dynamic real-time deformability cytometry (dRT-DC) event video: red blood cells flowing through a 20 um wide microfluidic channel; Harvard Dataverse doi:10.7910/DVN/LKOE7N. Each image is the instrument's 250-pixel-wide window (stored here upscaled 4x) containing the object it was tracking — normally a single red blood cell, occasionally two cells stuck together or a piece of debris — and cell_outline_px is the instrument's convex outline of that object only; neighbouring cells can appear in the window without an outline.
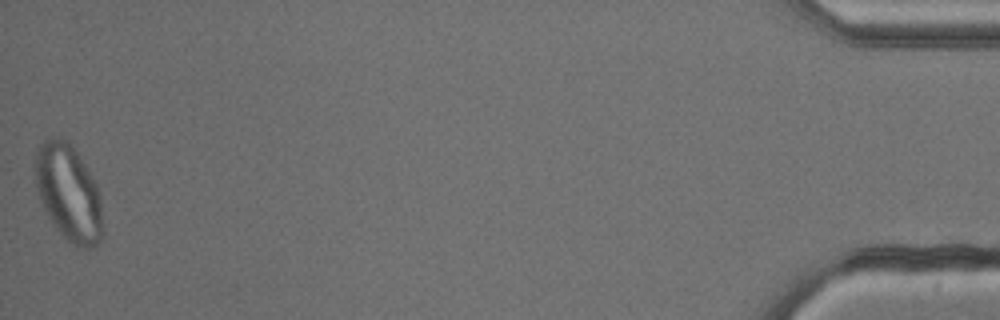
{"species": "common noctule bat (a hibernating species)", "species_latin": "Nyctalus noctula", "temperature_condition": "cold", "stored_images_in_passage": 54, "camera_frame_rate_fps": 3000, "um_per_image_px": 0.085, "animal": {"sex": "male", "body_mass_g": 13.3}, "frame": {"image": 1, "passage_image": 54, "time_ms": 17.667, "image_size_px": [1000, 320], "cell_outline_px": [[104, 232], [96, 248], [76, 248], [60, 232], [48, 216], [40, 200], [36, 188], [36, 152], [40, 144], [44, 140], [60, 136], [68, 140], [84, 164], [96, 184], [100, 196]], "centroid_in_image_um": [5.86, 16.42], "position_along_channel_um": 429.3, "area_um2": 37.86}}